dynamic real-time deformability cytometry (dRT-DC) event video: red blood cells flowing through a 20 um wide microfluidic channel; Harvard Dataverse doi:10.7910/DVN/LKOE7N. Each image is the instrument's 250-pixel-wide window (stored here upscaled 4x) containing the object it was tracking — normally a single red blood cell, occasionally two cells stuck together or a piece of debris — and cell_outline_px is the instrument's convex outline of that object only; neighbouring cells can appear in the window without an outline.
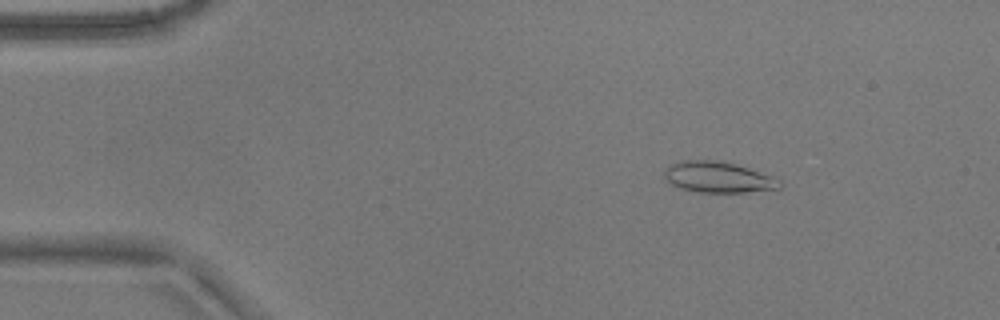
{"species": "common noctule bat (a hibernating species)", "species_latin": "Nyctalus noctula", "temperature_condition": "warm", "stored_images_in_passage": 48, "camera_frame_rate_fps": 3000, "um_per_image_px": 0.085, "animal": {"sex": "male", "body_mass_g": 17.9}, "frame": {"image": 1, "passage_image": 3, "time_ms": 0.667, "image_size_px": [1000, 320], "cell_outline_px": [[780, 188], [744, 192], [700, 192], [680, 188], [672, 184], [664, 176], [664, 172], [672, 164], [680, 160], [720, 160], [736, 164], [772, 176], [780, 180]], "centroid_in_image_um": [61.04, 15.05], "position_along_channel_um": 24.0, "area_um2": 20.52}}
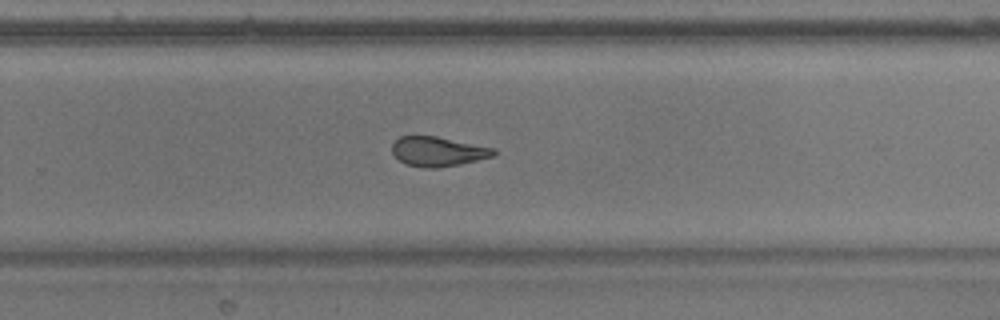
{"frame": {"image": 2, "passage_image": 30, "time_ms": 9.667, "image_size_px": [1000, 320], "cell_outline_px": [[496, 156], [460, 164], [436, 168], [424, 168], [404, 164], [392, 152], [392, 144], [400, 136], [436, 136], [496, 148]], "centroid_in_image_um": [37.25, 12.88], "position_along_channel_um": 292.5, "area_um2": 17.63}}
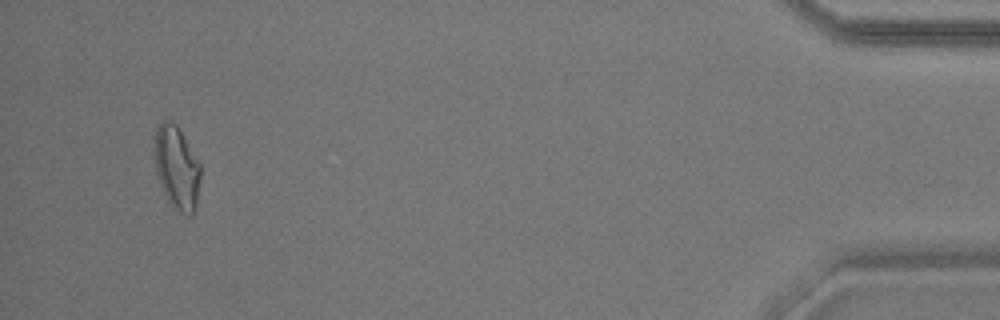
{"frame": {"image": 3, "passage_image": 46, "time_ms": 15.0, "image_size_px": [1000, 320], "cell_outline_px": [[200, 180], [196, 204], [192, 216], [188, 216], [180, 212], [168, 200], [160, 184], [156, 172], [156, 128], [160, 120], [168, 120], [176, 124], [200, 164]], "centroid_in_image_um": [15.04, 14.26], "position_along_channel_um": 420.2, "area_um2": 21.79}, "authors_computed_cell_mechanics": {"area_um2": 19.1318, "velocity_mm_per_s": 3.7911, "shape_relaxation_time_tau1_ms": null, "shape_relaxation_time_tau2_ms": 2.4076, "deformation_change_tau1": null, "deformation_change_tau2": 0.0991}}